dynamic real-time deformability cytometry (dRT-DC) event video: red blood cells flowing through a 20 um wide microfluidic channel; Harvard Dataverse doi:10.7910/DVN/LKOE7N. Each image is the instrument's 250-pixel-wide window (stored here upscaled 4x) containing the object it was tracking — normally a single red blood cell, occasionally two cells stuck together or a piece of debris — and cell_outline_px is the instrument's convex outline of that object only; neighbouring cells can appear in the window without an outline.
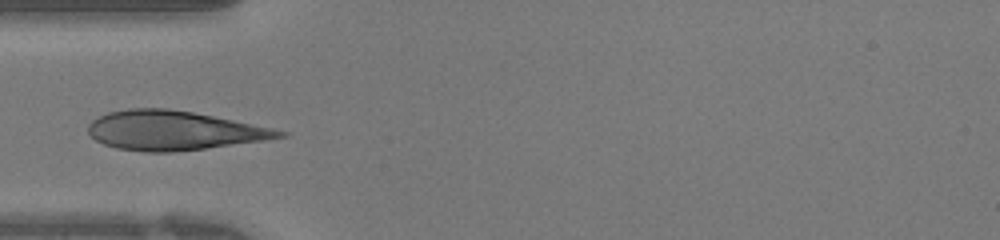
{"species": "human", "species_latin": "Homo sapiens", "temperature_condition": "warm", "stored_images_in_passage": 30, "camera_frame_rate_fps": 3000, "um_per_image_px": 0.085, "donor": {"sex": "female"}, "frame": {"image": 1, "passage_image": 1, "time_ms": 0.0, "image_size_px": [1000, 240], "cell_outline_px": [[288, 136], [264, 140], [204, 148], [172, 152], [144, 152], [116, 148], [104, 144], [96, 140], [88, 132], [88, 124], [92, 120], [108, 112], [128, 108], [168, 108], [192, 112], [272, 128], [288, 132]], "centroid_in_image_um": [14.72, 11.09], "position_along_channel_um": 70.3, "area_um2": 43.35}}
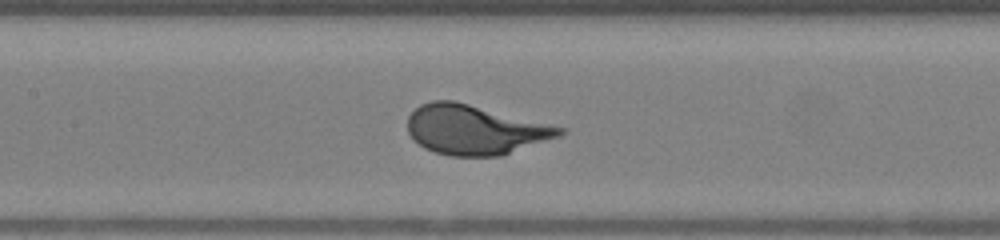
{"frame": {"image": 2, "passage_image": 7, "time_ms": 2.0, "image_size_px": [1000, 240], "cell_outline_px": [[568, 128], [560, 136], [500, 156], [452, 156], [436, 152], [424, 148], [408, 132], [408, 116], [420, 104], [432, 100], [452, 100]], "centroid_in_image_um": [40.38, 11.02], "position_along_channel_um": 167.0, "area_um2": 43.64}}
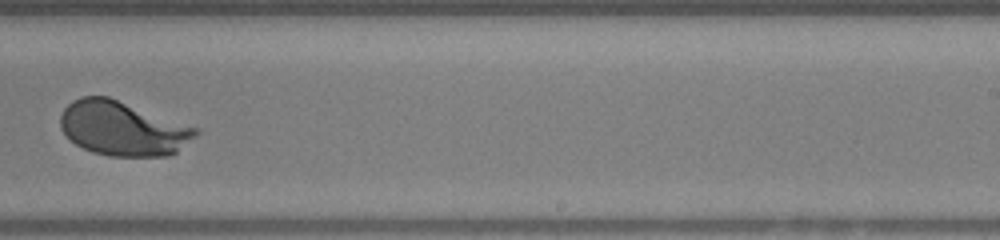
{"frame": {"image": 3, "passage_image": 14, "time_ms": 4.333, "image_size_px": [1000, 240], "cell_outline_px": [[200, 132], [196, 136], [176, 152], [168, 156], [108, 156], [92, 152], [76, 144], [60, 128], [60, 116], [64, 108], [72, 100], [80, 96], [108, 96], [200, 128]], "centroid_in_image_um": [10.45, 10.91], "position_along_channel_um": 278.5, "area_um2": 43.06}}